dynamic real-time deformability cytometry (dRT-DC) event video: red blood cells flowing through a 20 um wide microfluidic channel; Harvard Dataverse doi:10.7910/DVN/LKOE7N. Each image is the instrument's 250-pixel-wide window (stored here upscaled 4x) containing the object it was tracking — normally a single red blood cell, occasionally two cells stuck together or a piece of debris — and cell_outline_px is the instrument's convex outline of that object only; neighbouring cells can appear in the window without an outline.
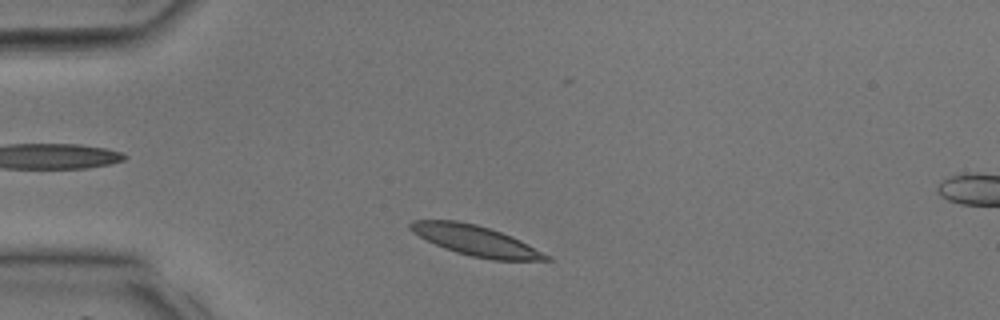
{"species": "common noctule bat (a hibernating species)", "species_latin": "Nyctalus noctula", "temperature_condition": "room temperature", "stored_images_in_passage": 34, "segment_of_instrument_passage": [1, 2], "camera_frame_rate_fps": 3000, "um_per_image_px": 0.085, "animal": {"sex": "male", "body_mass_g": 17.9, "forearm_length_mm": 54.2}, "frame": {"image": 1, "passage_image": 3, "time_ms": 0.667, "image_size_px": [1000, 320], "cell_outline_px": [[552, 260], [492, 260], [472, 256], [456, 252], [444, 248], [412, 232], [408, 228], [408, 224], [412, 220], [456, 220], [476, 224], [512, 236], [552, 256]], "centroid_in_image_um": [40.45, 20.45], "position_along_channel_um": 44.6, "area_um2": 23.81}}
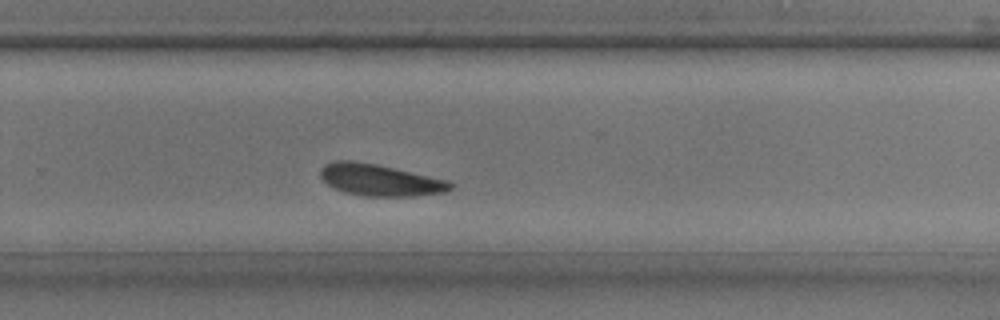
{"frame": {"image": 2, "passage_image": 19, "time_ms": 6.0, "image_size_px": [1000, 320], "cell_outline_px": [[452, 188], [444, 192], [412, 196], [364, 196], [344, 192], [332, 188], [320, 176], [320, 168], [324, 164], [336, 160], [352, 160], [376, 164], [448, 180], [452, 184]], "centroid_in_image_um": [32.24, 15.3], "position_along_channel_um": 297.6, "area_um2": 23.93}}
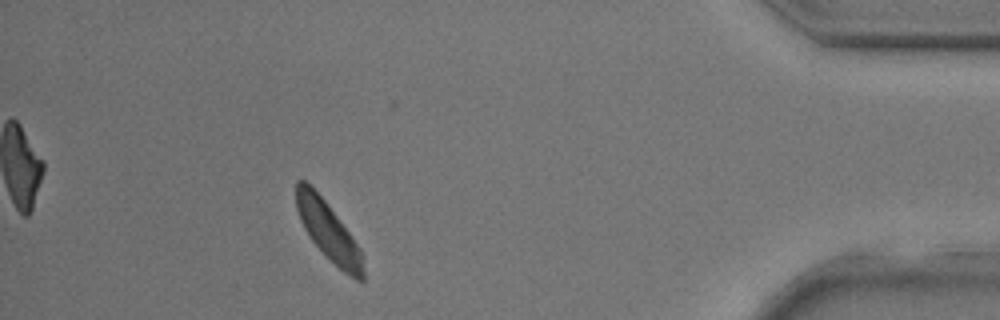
{"frame": {"image": 3, "passage_image": 28, "time_ms": 9.0, "image_size_px": [1000, 320], "cell_outline_px": [[364, 280], [356, 280], [344, 272], [312, 240], [304, 228], [300, 220], [296, 208], [296, 180], [304, 180], [324, 200], [360, 248], [364, 256]], "centroid_in_image_um": [27.92, 19.67], "position_along_channel_um": 407.3, "area_um2": 22.08}}